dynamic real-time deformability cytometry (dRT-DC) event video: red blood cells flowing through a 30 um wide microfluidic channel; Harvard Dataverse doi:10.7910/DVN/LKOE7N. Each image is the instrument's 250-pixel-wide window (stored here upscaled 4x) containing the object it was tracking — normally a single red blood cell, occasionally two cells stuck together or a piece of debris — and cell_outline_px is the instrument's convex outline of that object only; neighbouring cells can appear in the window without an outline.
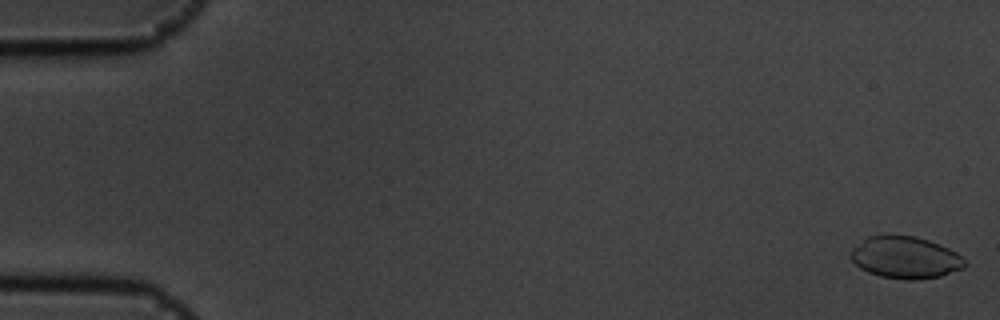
{"species": "common noctule bat (a hibernating species)", "species_latin": "Nyctalus noctula", "temperature_condition": "cold", "stored_images_in_passage": 56, "camera_frame_rate_fps": 3000, "um_per_image_px": 0.085, "animal": {"sex": "male", "body_mass_g": 19.5, "forearm_length_mm": 54.6}, "frame": {"image": 1, "passage_image": 1, "time_ms": 0.0, "image_size_px": [1000, 320], "cell_outline_px": [[964, 268], [940, 276], [916, 280], [904, 280], [880, 276], [868, 272], [860, 268], [848, 256], [852, 248], [868, 236], [884, 232], [916, 236], [940, 244], [956, 252], [964, 260]], "centroid_in_image_um": [76.9, 21.85], "position_along_channel_um": 8.1, "area_um2": 28.44}}
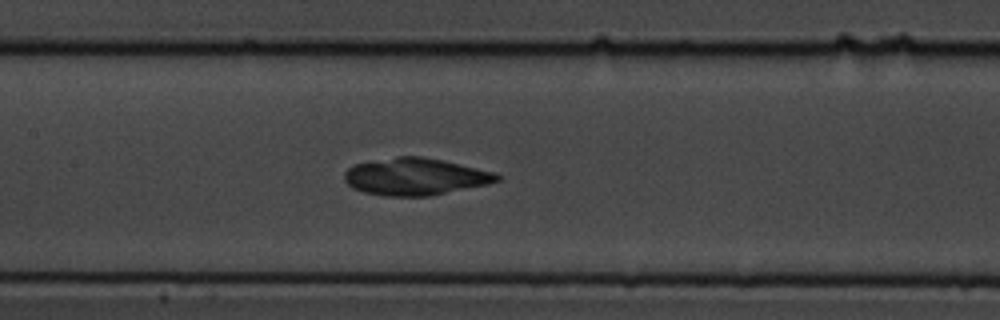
{"frame": {"image": 2, "passage_image": 27, "time_ms": 8.667, "image_size_px": [1000, 320], "cell_outline_px": [[500, 180], [488, 184], [428, 196], [384, 196], [364, 192], [352, 188], [344, 180], [344, 172], [348, 168], [356, 164], [396, 156], [424, 156], [444, 160], [492, 172], [500, 176]], "centroid_in_image_um": [35.27, 15.01], "position_along_channel_um": 172.1, "area_um2": 32.83}}
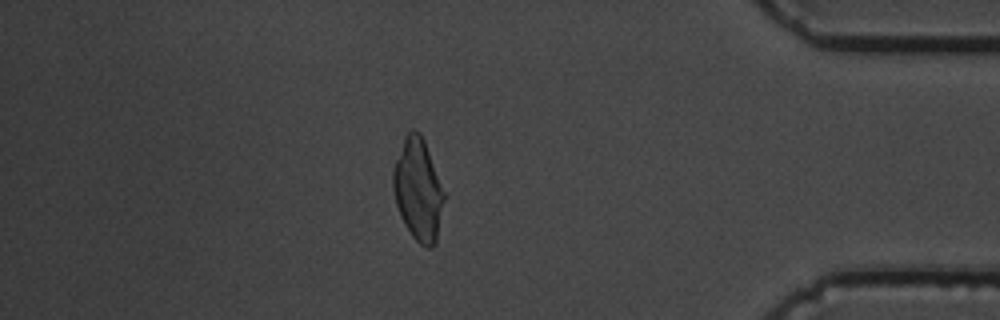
{"frame": {"image": 3, "passage_image": 49, "time_ms": 16.0, "image_size_px": [1000, 320], "cell_outline_px": [[444, 200], [436, 244], [432, 248], [428, 248], [420, 244], [412, 236], [404, 224], [400, 216], [396, 204], [392, 188], [392, 168], [404, 136], [412, 128], [420, 132], [424, 140], [444, 192]], "centroid_in_image_um": [35.51, 16.12], "position_along_channel_um": 399.7, "area_um2": 30.35}}